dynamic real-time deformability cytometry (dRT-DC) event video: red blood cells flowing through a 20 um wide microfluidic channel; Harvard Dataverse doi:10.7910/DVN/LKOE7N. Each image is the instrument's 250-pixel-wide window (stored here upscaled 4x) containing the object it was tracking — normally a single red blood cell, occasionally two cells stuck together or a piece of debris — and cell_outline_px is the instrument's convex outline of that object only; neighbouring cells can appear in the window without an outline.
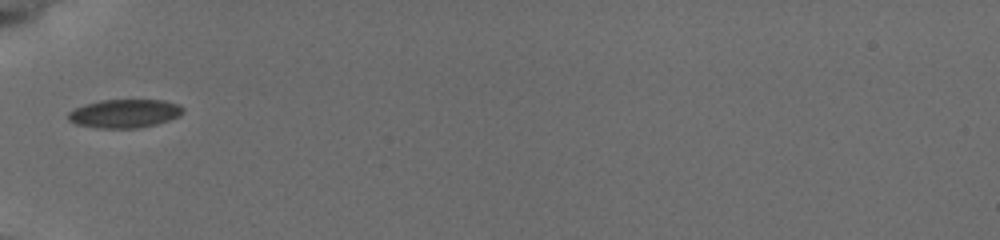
{"species": "common noctule bat (a hibernating species)", "species_latin": "Nyctalus noctula", "temperature_condition": "cold", "stored_images_in_passage": 8, "camera_frame_rate_fps": 3000, "um_per_image_px": 0.085, "animal": {"sex": "female", "body_mass_g": 19.5, "forearm_length_mm": 54.1}, "frame": {"image": 1, "passage_image": 1, "time_ms": 0.0, "image_size_px": [1000, 240], "cell_outline_px": [[184, 112], [180, 116], [156, 124], [136, 128], [96, 128], [76, 124], [68, 120], [68, 112], [84, 104], [100, 100], [164, 100], [180, 104], [184, 108]], "centroid_in_image_um": [10.6, 9.64], "position_along_channel_um": 74.4, "area_um2": 19.19}}
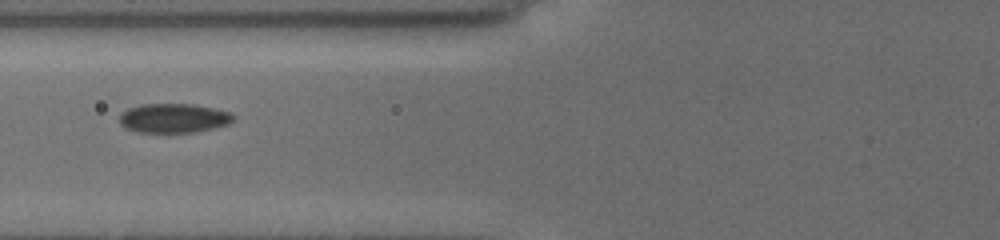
{"frame": {"image": 2, "passage_image": 7, "time_ms": 1.0, "image_size_px": [1000, 240], "cell_outline_px": [[236, 116], [228, 124], [196, 132], [136, 132], [124, 128], [120, 124], [120, 112], [128, 108], [140, 104], [192, 104], [232, 112]], "centroid_in_image_um": [14.73, 10.04], "position_along_channel_um": 111.1, "area_um2": 19.54}}